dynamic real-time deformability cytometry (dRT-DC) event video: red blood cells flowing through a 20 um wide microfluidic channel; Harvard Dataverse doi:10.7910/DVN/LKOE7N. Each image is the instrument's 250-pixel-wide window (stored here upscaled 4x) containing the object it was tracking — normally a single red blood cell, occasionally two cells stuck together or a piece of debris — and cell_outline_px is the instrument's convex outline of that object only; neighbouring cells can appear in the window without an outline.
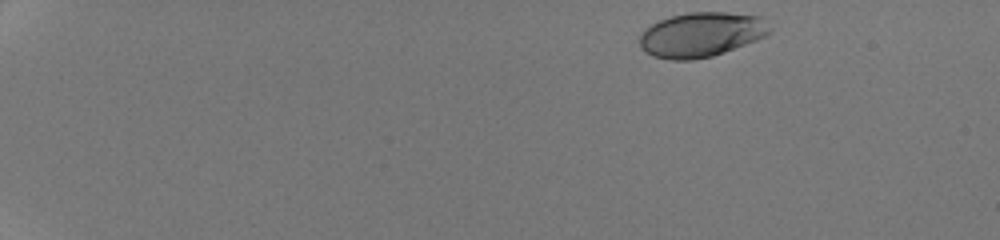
{"species": "human", "species_latin": "Homo sapiens", "temperature_condition": "room temperature", "stored_images_in_passage": 45, "camera_frame_rate_fps": 3000, "um_per_image_px": 0.085, "donor": {"sex": "male"}, "frame": {"image": 1, "passage_image": 1, "time_ms": 0.0, "image_size_px": [1000, 240], "cell_outline_px": [[772, 32], [756, 40], [724, 52], [712, 56], [692, 60], [672, 60], [652, 56], [644, 52], [640, 48], [640, 36], [644, 28], [660, 20], [672, 16], [688, 12], [728, 12], [760, 16], [772, 28]], "centroid_in_image_um": [59.6, 2.94], "position_along_channel_um": 25.4, "area_um2": 33.99}}
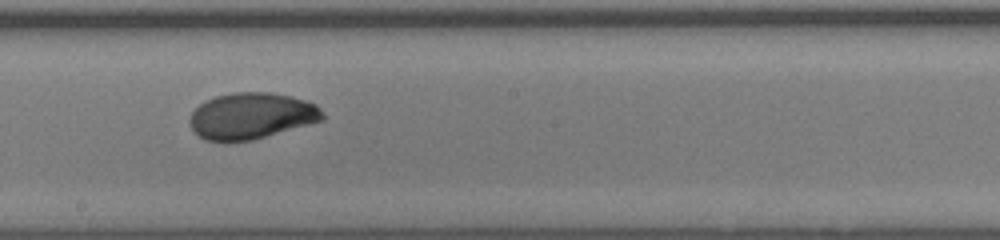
{"frame": {"image": 2, "passage_image": 26, "time_ms": 8.333, "image_size_px": [1000, 240], "cell_outline_px": [[324, 120], [252, 140], [224, 144], [204, 140], [192, 128], [188, 120], [192, 112], [200, 104], [216, 96], [232, 92], [268, 92], [292, 96], [316, 104], [324, 112]], "centroid_in_image_um": [21.36, 9.87], "position_along_channel_um": 226.8, "area_um2": 36.24}}
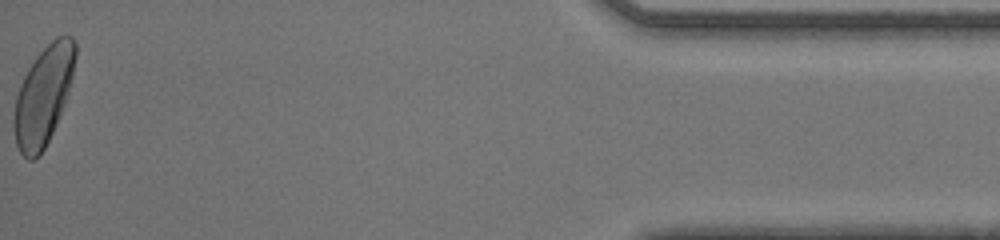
{"frame": {"image": 3, "passage_image": 45, "time_ms": 14.667, "image_size_px": [1000, 240], "cell_outline_px": [[76, 56], [72, 76], [68, 92], [64, 104], [56, 124], [44, 148], [36, 160], [28, 160], [20, 152], [16, 144], [12, 124], [12, 116], [16, 96], [20, 84], [28, 68], [36, 56], [56, 36], [72, 36], [76, 44]], "centroid_in_image_um": [3.66, 8.14], "position_along_channel_um": 431.5, "area_um2": 35.26}, "authors_computed_cell_mechanics": {"area_um2": 35.2002, "velocity_mm_per_s": 4.2748, "shape_relaxation_time_tau1_ms": 2.9445, "shape_relaxation_time_tau2_ms": null, "deformation_change_tau1": 0.1342, "deformation_change_tau2": null}}